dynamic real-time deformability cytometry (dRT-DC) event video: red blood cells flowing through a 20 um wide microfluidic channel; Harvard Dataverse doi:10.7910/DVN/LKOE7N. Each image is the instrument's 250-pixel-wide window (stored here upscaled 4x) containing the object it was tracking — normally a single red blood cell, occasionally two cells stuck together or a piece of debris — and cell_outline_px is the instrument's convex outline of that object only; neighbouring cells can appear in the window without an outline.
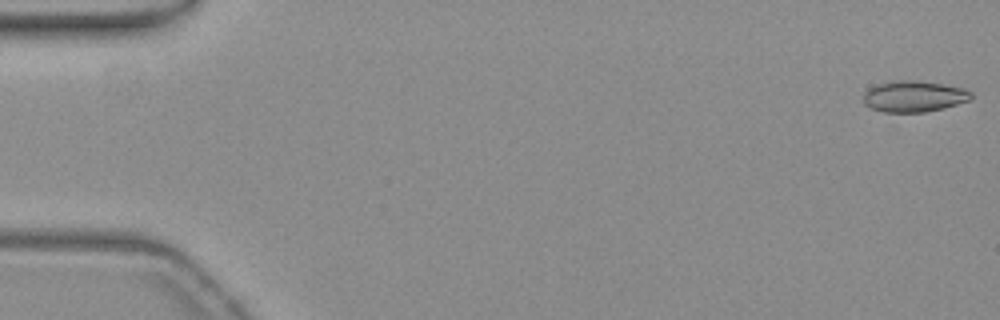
{"species": "common noctule bat (a hibernating species)", "species_latin": "Nyctalus noctula", "temperature_condition": "warm", "stored_images_in_passage": 16, "camera_frame_rate_fps": 3000, "um_per_image_px": 0.085, "animal": {"sex": "female", "body_mass_g": 19.3, "forearm_length_mm": 54.1}, "frame": {"image": 1, "passage_image": 1, "time_ms": 0.0, "image_size_px": [1000, 320], "cell_outline_px": [[972, 96], [968, 100], [944, 108], [924, 112], [884, 112], [872, 108], [864, 104], [864, 92], [868, 88], [888, 80], [920, 80], [964, 88], [972, 92]], "centroid_in_image_um": [77.66, 8.17], "position_along_channel_um": 7.3, "area_um2": 19.65}}
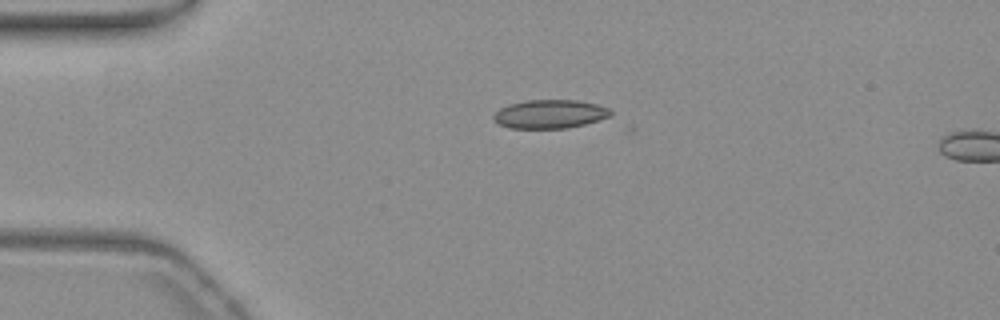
{"frame": {"image": 2, "passage_image": 13, "time_ms": 4.0, "image_size_px": [1000, 320], "cell_outline_px": [[612, 116], [584, 124], [568, 128], [508, 128], [492, 120], [492, 116], [500, 108], [508, 104], [524, 100], [576, 100], [596, 104], [608, 108], [612, 112]], "centroid_in_image_um": [46.71, 9.69], "position_along_channel_um": 38.3, "area_um2": 19.59}}